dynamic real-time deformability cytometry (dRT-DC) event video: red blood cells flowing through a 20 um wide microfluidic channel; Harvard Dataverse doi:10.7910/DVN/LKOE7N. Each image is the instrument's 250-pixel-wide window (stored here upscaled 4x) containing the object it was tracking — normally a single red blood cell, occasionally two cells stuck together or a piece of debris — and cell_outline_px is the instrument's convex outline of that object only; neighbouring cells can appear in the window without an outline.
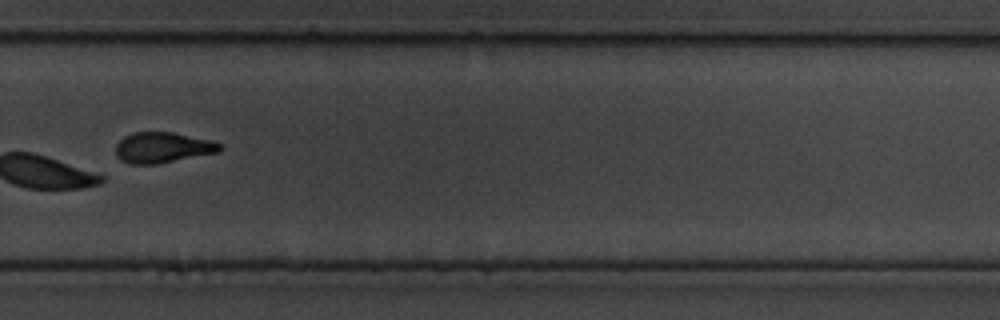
{"species": "common noctule bat (a hibernating species)", "species_latin": "Nyctalus noctula", "temperature_condition": "cold", "stored_images_in_passage": 20, "camera_frame_rate_fps": 3000, "um_per_image_px": 0.085, "animal": {"sex": "male", "body_mass_g": 19.5, "forearm_length_mm": 54.6}, "frame": {"image": 1, "passage_image": 15, "time_ms": 4.667, "image_size_px": [1000, 320], "cell_outline_px": [[224, 148], [220, 152], [156, 164], [128, 164], [120, 160], [116, 156], [116, 144], [124, 136], [132, 132], [172, 132], [212, 140], [224, 144]], "centroid_in_image_um": [13.85, 12.54], "position_along_channel_um": 315.9, "area_um2": 18.9}}